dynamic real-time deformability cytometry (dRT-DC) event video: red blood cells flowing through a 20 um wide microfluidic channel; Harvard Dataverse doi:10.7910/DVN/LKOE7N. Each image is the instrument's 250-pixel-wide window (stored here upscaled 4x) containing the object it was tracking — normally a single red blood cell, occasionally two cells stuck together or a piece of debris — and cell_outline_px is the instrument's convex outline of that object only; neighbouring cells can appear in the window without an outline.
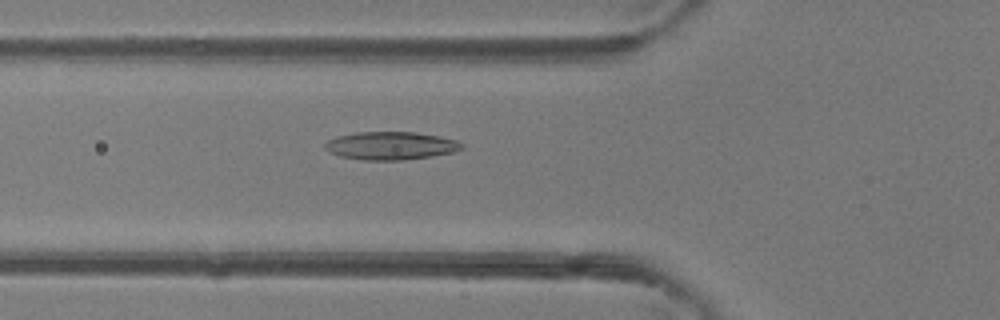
{"species": "common noctule bat (a hibernating species)", "species_latin": "Nyctalus noctula", "temperature_condition": "room temperature", "stored_images_in_passage": 47, "camera_frame_rate_fps": 3000, "um_per_image_px": 0.085, "animal": {"sex": "female"}, "frame": {"image": 1, "passage_image": 17, "time_ms": 5.333, "image_size_px": [1000, 320], "cell_outline_px": [[464, 148], [452, 152], [432, 156], [400, 160], [364, 160], [340, 156], [328, 152], [324, 148], [324, 144], [328, 140], [336, 136], [356, 132], [416, 132], [440, 136], [456, 140], [464, 144]], "centroid_in_image_um": [33.2, 12.38], "position_along_channel_um": 92.6, "area_um2": 22.43}}
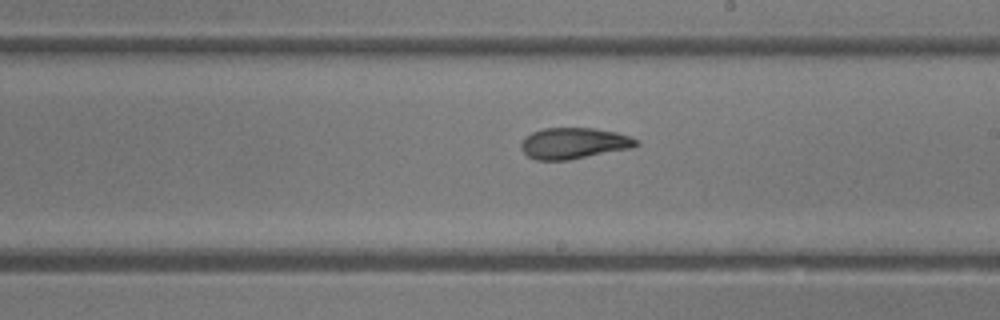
{"frame": {"image": 2, "passage_image": 27, "time_ms": 8.667, "image_size_px": [1000, 320], "cell_outline_px": [[640, 144], [632, 148], [568, 160], [536, 160], [528, 156], [520, 148], [520, 144], [524, 136], [532, 132], [544, 128], [596, 128], [616, 132], [632, 136], [640, 140]], "centroid_in_image_um": [48.8, 12.17], "position_along_channel_um": 240.2, "area_um2": 21.15}}
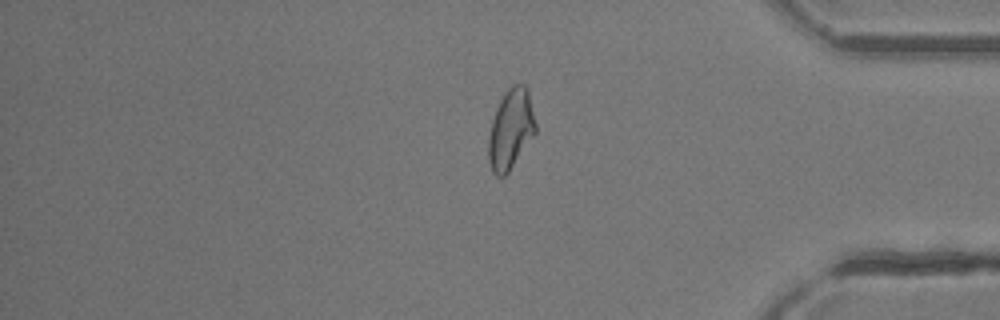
{"frame": {"image": 3, "passage_image": 39, "time_ms": 12.667, "image_size_px": [1000, 320], "cell_outline_px": [[536, 132], [508, 172], [504, 176], [496, 176], [492, 172], [488, 160], [488, 136], [492, 120], [496, 108], [504, 92], [512, 84], [524, 84], [528, 88], [536, 124]], "centroid_in_image_um": [43.4, 10.96], "position_along_channel_um": 391.8, "area_um2": 22.02}, "authors_computed_cell_mechanics": {"area_um2": 22.1952, "velocity_mm_per_s": 4.4049, "shape_relaxation_time_tau1_ms": 5.5404, "shape_relaxation_time_tau2_ms": 2.0604, "deformation_change_tau1": 0.1657, "deformation_change_tau2": 0.0892}}